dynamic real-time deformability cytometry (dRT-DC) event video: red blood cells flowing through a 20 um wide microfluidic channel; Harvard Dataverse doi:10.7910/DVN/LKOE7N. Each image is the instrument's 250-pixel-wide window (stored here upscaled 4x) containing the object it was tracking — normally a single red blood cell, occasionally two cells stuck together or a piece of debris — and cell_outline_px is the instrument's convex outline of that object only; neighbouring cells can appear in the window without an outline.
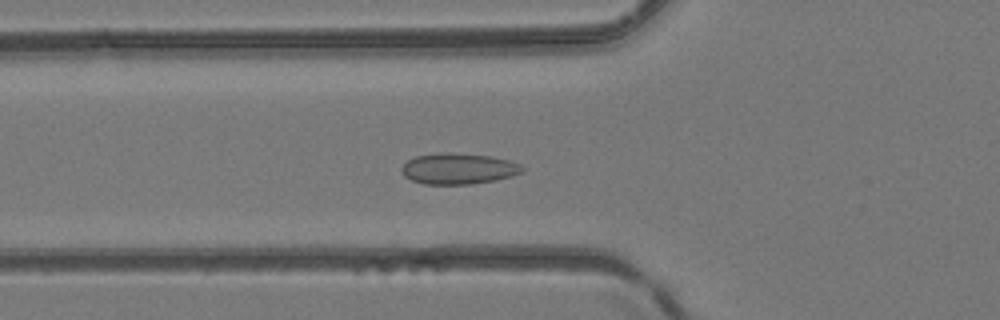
{"species": "common noctule bat (a hibernating species)", "species_latin": "Nyctalus noctula", "temperature_condition": "room temperature", "stored_images_in_passage": 26, "camera_frame_rate_fps": 3000, "um_per_image_px": 0.085, "animal": {"sex": "female", "body_mass_g": 24.6, "forearm_length_mm": 56.2}, "frame": {"image": 1, "passage_image": 17, "time_ms": 5.333, "image_size_px": [1000, 320], "cell_outline_px": [[524, 172], [512, 176], [496, 180], [472, 184], [424, 184], [412, 180], [404, 176], [400, 168], [408, 160], [416, 156], [448, 152], [492, 156], [508, 160], [520, 164], [524, 168]], "centroid_in_image_um": [38.99, 14.34], "position_along_channel_um": 86.8, "area_um2": 21.79}}
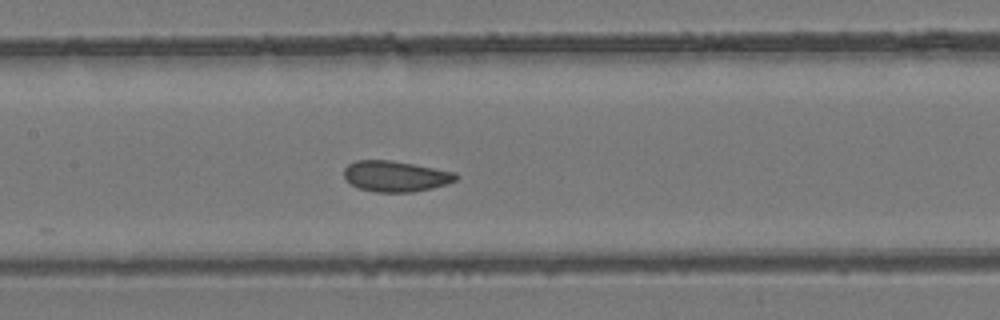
{"frame": {"image": 2, "passage_image": 23, "time_ms": 7.333, "image_size_px": [1000, 320], "cell_outline_px": [[460, 176], [456, 180], [448, 184], [432, 188], [412, 192], [376, 192], [360, 188], [352, 184], [344, 176], [344, 168], [348, 164], [356, 160], [392, 160], [456, 172]], "centroid_in_image_um": [33.66, 14.97], "position_along_channel_um": 173.7, "area_um2": 20.11}}
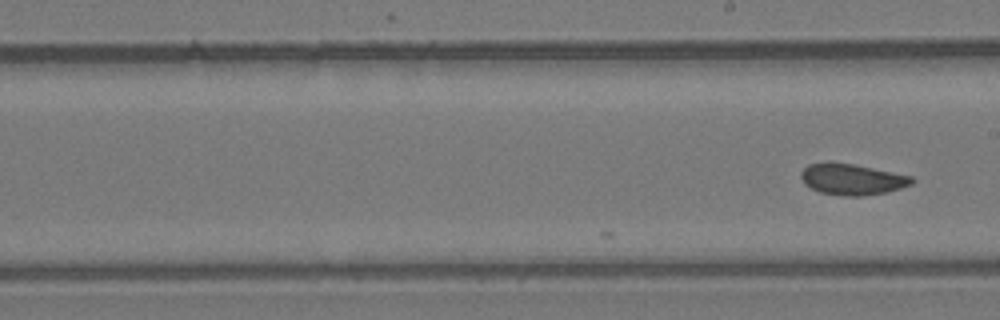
{"frame": {"image": 3, "passage_image": 26, "time_ms": 8.333, "image_size_px": [1000, 320], "cell_outline_px": [[916, 180], [912, 184], [900, 188], [884, 192], [860, 196], [840, 196], [820, 192], [804, 184], [800, 176], [800, 172], [808, 164], [852, 164], [912, 176]], "centroid_in_image_um": [72.43, 15.27], "position_along_channel_um": 216.6, "area_um2": 19.59}}